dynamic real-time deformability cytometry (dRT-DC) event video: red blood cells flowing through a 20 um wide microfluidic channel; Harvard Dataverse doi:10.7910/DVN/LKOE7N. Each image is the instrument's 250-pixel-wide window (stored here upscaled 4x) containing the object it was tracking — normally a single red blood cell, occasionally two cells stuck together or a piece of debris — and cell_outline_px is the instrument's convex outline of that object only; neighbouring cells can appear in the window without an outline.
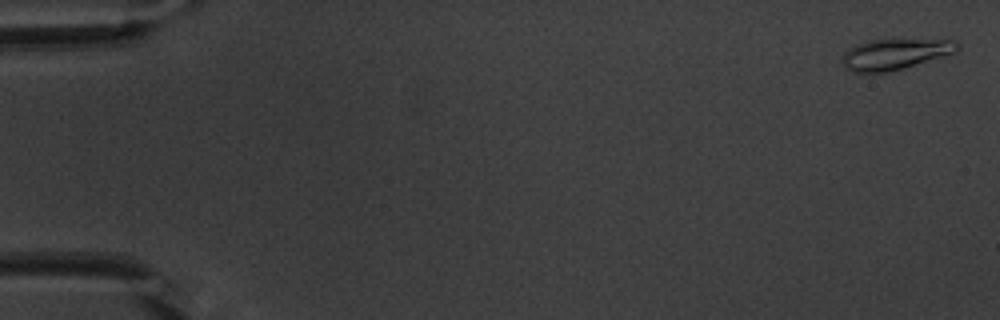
{"species": "common noctule bat (a hibernating species)", "species_latin": "Nyctalus noctula", "temperature_condition": "warm", "stored_images_in_passage": 54, "camera_frame_rate_fps": 3000, "um_per_image_px": 0.085, "animal": {"sex": "male", "body_mass_g": 20.1, "forearm_length_mm": 53.5}, "frame": {"image": 1, "passage_image": 2, "time_ms": 0.333, "image_size_px": [1000, 320], "cell_outline_px": [[960, 44], [956, 52], [888, 72], [852, 72], [844, 68], [840, 60], [840, 56], [848, 48], [856, 44], [868, 40], [956, 40]], "centroid_in_image_um": [75.98, 4.6], "position_along_channel_um": 9.0, "area_um2": 20.52}}
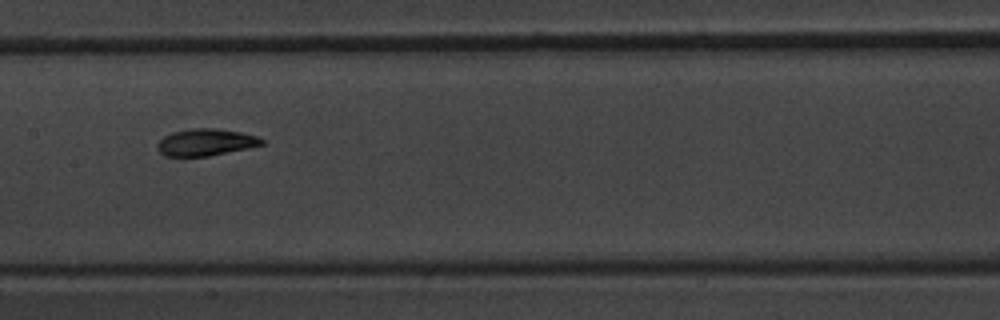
{"frame": {"image": 2, "passage_image": 28, "time_ms": 9.0, "image_size_px": [1000, 320], "cell_outline_px": [[264, 144], [248, 148], [208, 156], [164, 156], [156, 148], [156, 144], [164, 136], [172, 132], [188, 128], [216, 128], [240, 132], [256, 136], [264, 140]], "centroid_in_image_um": [17.45, 12.09], "position_along_channel_um": 189.9, "area_um2": 16.42}}
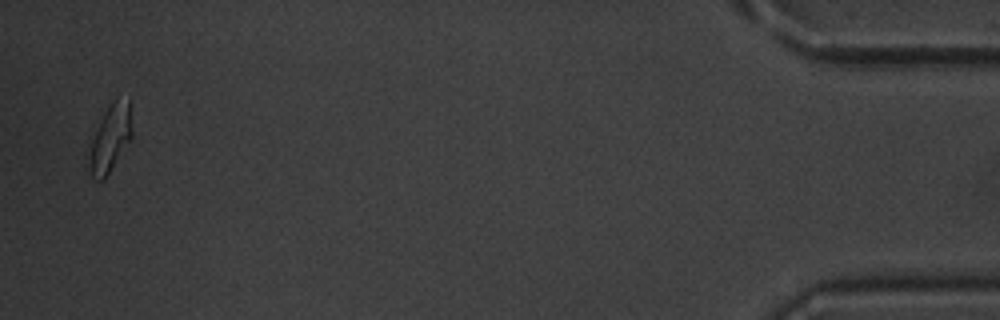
{"frame": {"image": 3, "passage_image": 53, "time_ms": 17.333, "image_size_px": [1000, 320], "cell_outline_px": [[132, 140], [104, 180], [96, 180], [92, 176], [88, 164], [92, 128], [116, 96], [128, 100], [132, 132]], "centroid_in_image_um": [9.34, 11.76], "position_along_channel_um": 425.9, "area_um2": 17.34}, "authors_computed_cell_mechanics": {"area_um2": 16.7042, "velocity_mm_per_s": 3.824, "shape_relaxation_time_tau1_ms": 6.8879, "shape_relaxation_time_tau2_ms": 1.5559, "deformation_change_tau1": 0.2093, "deformation_change_tau2": 0.0668}}